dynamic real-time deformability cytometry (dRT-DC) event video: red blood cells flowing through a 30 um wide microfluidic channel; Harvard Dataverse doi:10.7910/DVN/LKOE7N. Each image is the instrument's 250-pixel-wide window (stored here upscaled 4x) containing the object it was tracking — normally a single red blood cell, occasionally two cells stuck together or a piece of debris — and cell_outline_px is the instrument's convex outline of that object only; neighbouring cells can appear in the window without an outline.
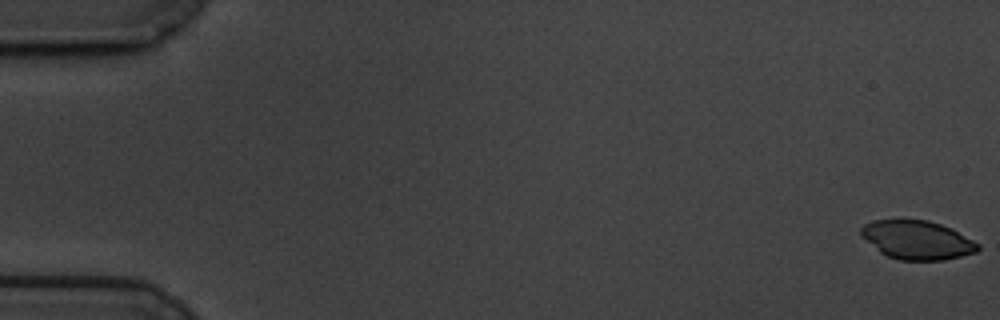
{"species": "common noctule bat (a hibernating species)", "species_latin": "Nyctalus noctula", "temperature_condition": "cold", "stored_images_in_passage": 16, "camera_frame_rate_fps": 3000, "um_per_image_px": 0.085, "animal": {"sex": "male", "body_mass_g": 19.5, "forearm_length_mm": 54.6}, "frame": {"image": 1, "passage_image": 1, "time_ms": 0.0, "image_size_px": [1000, 320], "cell_outline_px": [[980, 248], [976, 252], [944, 260], [900, 260], [888, 256], [880, 252], [860, 236], [860, 228], [864, 224], [872, 220], [928, 220], [940, 224], [980, 244]], "centroid_in_image_um": [77.91, 20.4], "position_along_channel_um": 7.1, "area_um2": 26.13}}